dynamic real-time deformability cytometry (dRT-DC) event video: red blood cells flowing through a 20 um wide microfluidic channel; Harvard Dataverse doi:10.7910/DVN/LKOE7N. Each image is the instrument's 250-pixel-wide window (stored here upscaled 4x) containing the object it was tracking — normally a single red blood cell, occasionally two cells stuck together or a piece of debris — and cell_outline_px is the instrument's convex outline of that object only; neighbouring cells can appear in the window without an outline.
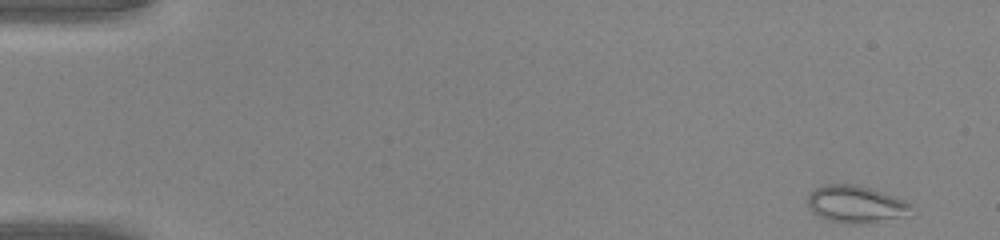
{"species": "common noctule bat (a hibernating species)", "species_latin": "Nyctalus noctula", "temperature_condition": "warm", "stored_images_in_passage": 45, "camera_frame_rate_fps": 3000, "um_per_image_px": 0.085, "animal": {"sex": "male", "body_mass_g": 20.0, "forearm_length_mm": 53.3}, "frame": {"image": 1, "passage_image": 1, "time_ms": 0.0, "image_size_px": [1000, 240], "cell_outline_px": [[908, 208], [904, 216], [856, 224], [844, 224], [828, 220], [812, 212], [808, 208], [808, 196], [816, 188], [828, 184], [856, 184], [872, 188], [904, 200], [908, 204]], "centroid_in_image_um": [72.65, 17.34], "position_along_channel_um": 12.4, "area_um2": 21.91}}
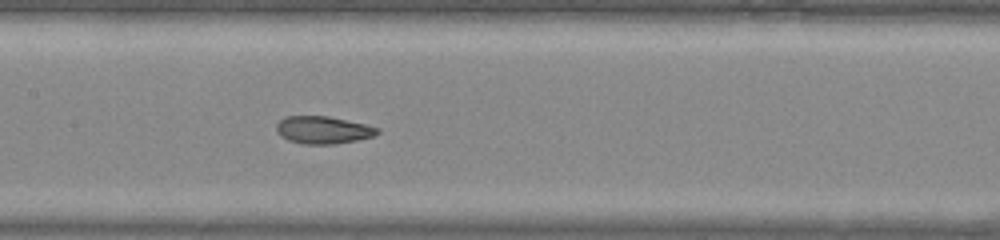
{"frame": {"image": 2, "passage_image": 22, "time_ms": 7.0, "image_size_px": [1000, 240], "cell_outline_px": [[380, 132], [372, 136], [356, 140], [332, 144], [300, 144], [288, 140], [280, 136], [276, 132], [276, 124], [280, 120], [288, 116], [328, 116], [364, 124], [380, 128]], "centroid_in_image_um": [27.42, 11.05], "position_along_channel_um": 180.0, "area_um2": 16.13}}
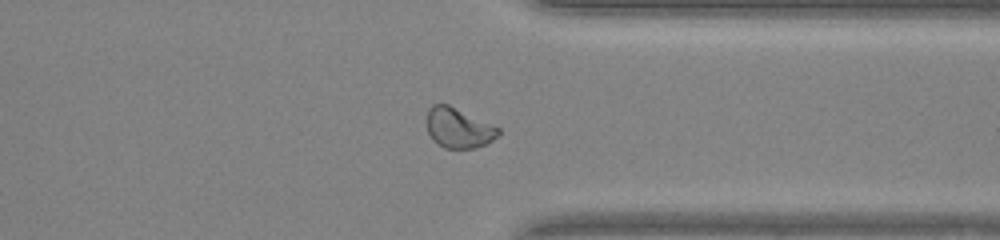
{"frame": {"image": 3, "passage_image": 35, "time_ms": 11.333, "image_size_px": [1000, 240], "cell_outline_px": [[500, 132], [488, 144], [476, 148], [444, 148], [436, 144], [432, 140], [428, 132], [428, 108], [432, 104], [448, 104], [500, 128]], "centroid_in_image_um": [38.97, 10.89], "position_along_channel_um": 372.4, "area_um2": 16.65}}